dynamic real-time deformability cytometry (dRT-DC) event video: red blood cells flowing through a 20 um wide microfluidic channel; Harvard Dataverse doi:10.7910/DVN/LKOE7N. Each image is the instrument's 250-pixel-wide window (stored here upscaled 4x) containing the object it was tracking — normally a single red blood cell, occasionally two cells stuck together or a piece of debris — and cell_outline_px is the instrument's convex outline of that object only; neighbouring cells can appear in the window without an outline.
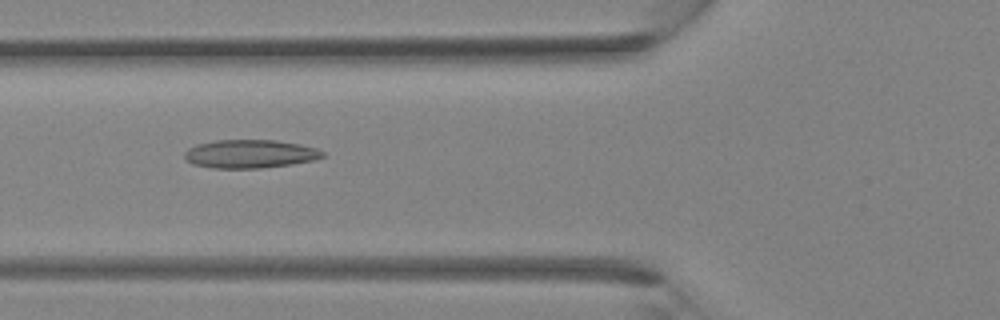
{"species": "Egyptian fruit bat (a non-hibernating species)", "species_latin": "Rousettus aegyptiacus", "temperature_condition": "room temperature", "stored_images_in_passage": 37, "camera_frame_rate_fps": 3000, "um_per_image_px": 0.085, "animal": {"sex": "female"}, "frame": {"image": 1, "passage_image": 14, "time_ms": 4.333, "image_size_px": [1000, 320], "cell_outline_px": [[324, 156], [316, 160], [292, 164], [260, 168], [212, 168], [192, 164], [184, 156], [184, 152], [188, 148], [196, 144], [216, 140], [276, 140], [300, 144], [316, 148], [324, 152]], "centroid_in_image_um": [21.25, 13.08], "position_along_channel_um": 104.5, "area_um2": 22.95}}
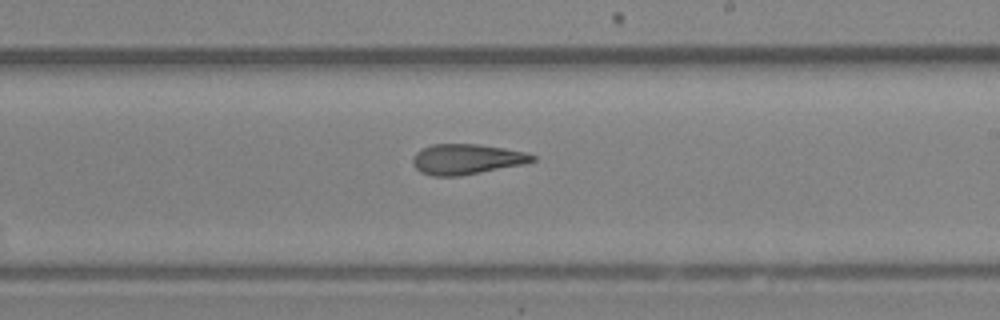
{"frame": {"image": 2, "passage_image": 22, "time_ms": 7.0, "image_size_px": [1000, 320], "cell_outline_px": [[536, 160], [524, 164], [460, 176], [432, 176], [420, 172], [412, 164], [412, 156], [416, 152], [432, 144], [476, 144], [504, 148], [524, 152], [536, 156]], "centroid_in_image_um": [39.63, 13.53], "position_along_channel_um": 249.4, "area_um2": 21.15}}
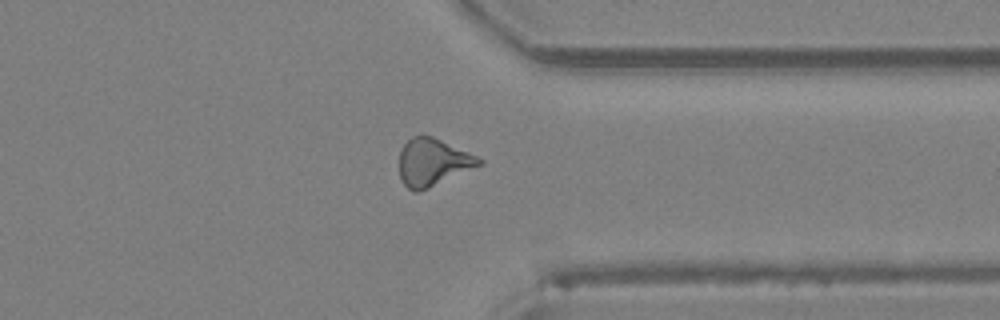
{"frame": {"image": 3, "passage_image": 29, "time_ms": 9.333, "image_size_px": [1000, 320], "cell_outline_px": [[484, 164], [428, 188], [416, 192], [412, 192], [400, 180], [400, 148], [412, 136], [432, 136], [468, 152], [484, 160]], "centroid_in_image_um": [36.79, 13.8], "position_along_channel_um": 374.6, "area_um2": 21.91}}